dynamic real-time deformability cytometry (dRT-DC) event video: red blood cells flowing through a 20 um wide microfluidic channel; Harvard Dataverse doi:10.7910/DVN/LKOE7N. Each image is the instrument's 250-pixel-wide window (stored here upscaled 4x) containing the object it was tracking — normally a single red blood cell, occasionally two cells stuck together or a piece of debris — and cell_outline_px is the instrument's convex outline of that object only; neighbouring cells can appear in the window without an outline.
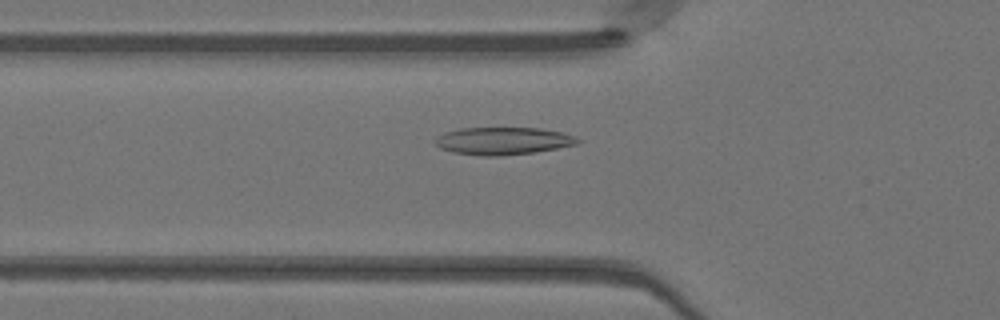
{"species": "Egyptian fruit bat (a non-hibernating species)", "species_latin": "Rousettus aegyptiacus", "temperature_condition": "warm", "stored_images_in_passage": 32, "camera_frame_rate_fps": 3000, "um_per_image_px": 0.085, "animal": {"sex": "female"}, "frame": {"image": 1, "passage_image": 5, "time_ms": 1.333, "image_size_px": [1000, 320], "cell_outline_px": [[584, 140], [576, 144], [536, 152], [500, 156], [480, 156], [452, 152], [440, 148], [432, 144], [432, 140], [436, 136], [444, 132], [460, 128], [540, 128], [560, 132]], "centroid_in_image_um": [42.67, 11.98], "position_along_channel_um": 83.1, "area_um2": 23.06}}
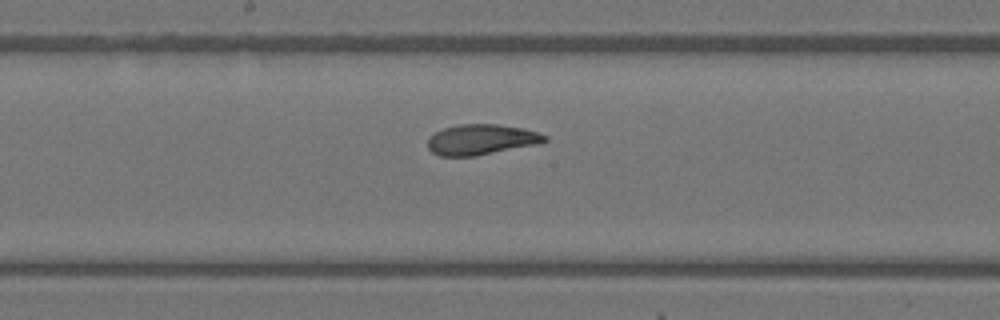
{"frame": {"image": 2, "passage_image": 14, "time_ms": 4.333, "image_size_px": [1000, 320], "cell_outline_px": [[548, 140], [540, 144], [476, 156], [440, 156], [432, 152], [428, 148], [428, 136], [444, 128], [460, 124], [496, 124], [520, 128], [536, 132], [548, 136]], "centroid_in_image_um": [40.91, 11.87], "position_along_channel_um": 207.3, "area_um2": 20.81}}
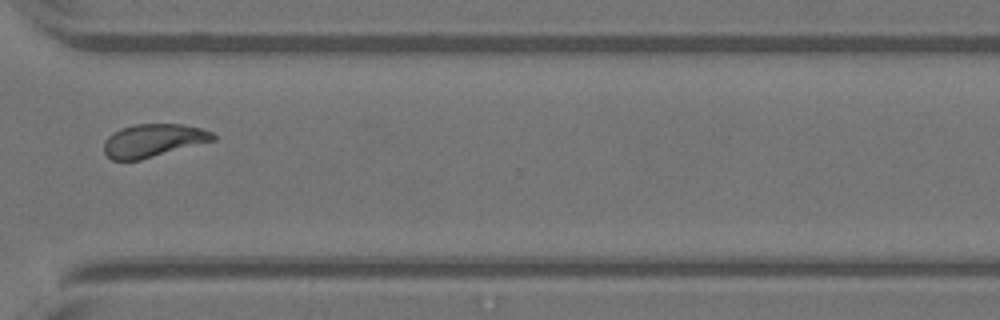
{"frame": {"image": 3, "passage_image": 25, "time_ms": 8.0, "image_size_px": [1000, 320], "cell_outline_px": [[216, 140], [140, 160], [112, 160], [104, 152], [104, 140], [112, 132], [120, 128], [132, 124], [180, 124], [200, 128], [212, 132], [216, 136]], "centroid_in_image_um": [13.01, 11.94], "position_along_channel_um": 357.6, "area_um2": 21.1}, "authors_computed_cell_mechanics": {"area_um2": 21.386, "velocity_mm_per_s": 4.1024, "shape_relaxation_time_tau1_ms": 3.3187, "shape_relaxation_time_tau2_ms": 1.4783, "deformation_change_tau1": 0.1343, "deformation_change_tau2": 0.0621}}